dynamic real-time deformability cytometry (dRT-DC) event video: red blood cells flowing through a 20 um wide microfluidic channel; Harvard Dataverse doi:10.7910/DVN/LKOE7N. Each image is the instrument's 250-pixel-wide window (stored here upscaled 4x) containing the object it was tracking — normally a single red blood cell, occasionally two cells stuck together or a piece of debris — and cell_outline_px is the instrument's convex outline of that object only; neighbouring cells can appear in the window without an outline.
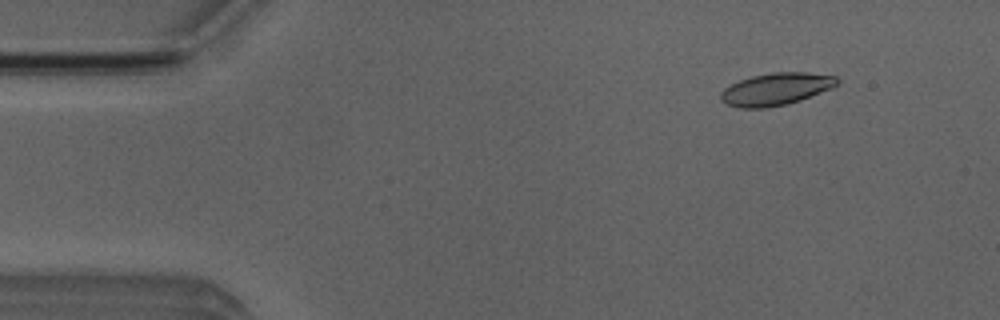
{"species": "Egyptian fruit bat (a non-hibernating species)", "species_latin": "Rousettus aegyptiacus", "temperature_condition": "room temperature", "stored_images_in_passage": 11, "camera_frame_rate_fps": 3000, "um_per_image_px": 0.085, "animal": {"sex": "male"}, "frame": {"image": 1, "passage_image": 6, "time_ms": 1.667, "image_size_px": [1000, 320], "cell_outline_px": [[840, 80], [832, 88], [800, 100], [788, 104], [764, 108], [740, 108], [728, 104], [720, 100], [720, 92], [724, 88], [740, 80], [752, 76], [772, 72], [808, 72], [836, 76]], "centroid_in_image_um": [65.96, 7.57], "position_along_channel_um": 19.0, "area_um2": 21.91}}